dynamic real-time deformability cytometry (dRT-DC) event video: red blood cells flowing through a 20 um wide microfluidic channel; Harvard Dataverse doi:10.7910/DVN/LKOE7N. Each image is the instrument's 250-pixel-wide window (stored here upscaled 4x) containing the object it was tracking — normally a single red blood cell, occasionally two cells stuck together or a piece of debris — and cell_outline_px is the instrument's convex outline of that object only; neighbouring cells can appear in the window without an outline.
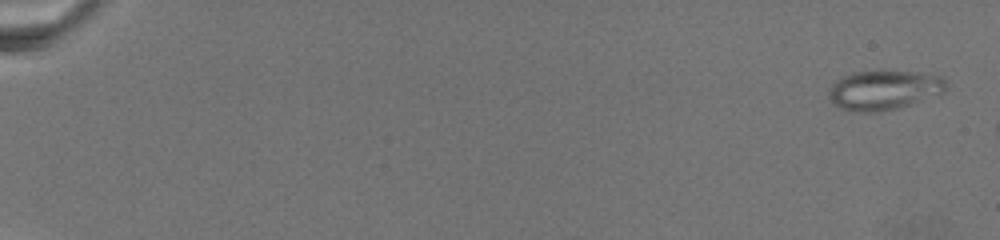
{"species": "common noctule bat (a hibernating species)", "species_latin": "Nyctalus noctula", "temperature_condition": "warm", "stored_images_in_passage": 5, "camera_frame_rate_fps": 3000, "um_per_image_px": 0.085, "animal": {"sex": "female", "body_mass_g": 19.5, "forearm_length_mm": 54.1}, "frame": {"image": 1, "passage_image": 1, "time_ms": 0.0, "image_size_px": [1000, 240], "cell_outline_px": [[944, 88], [940, 92], [908, 104], [896, 108], [872, 112], [860, 112], [840, 108], [832, 100], [828, 92], [832, 84], [844, 76], [856, 72], [916, 72], [944, 76]], "centroid_in_image_um": [75.09, 7.65], "position_along_channel_um": 9.9, "area_um2": 25.84}}